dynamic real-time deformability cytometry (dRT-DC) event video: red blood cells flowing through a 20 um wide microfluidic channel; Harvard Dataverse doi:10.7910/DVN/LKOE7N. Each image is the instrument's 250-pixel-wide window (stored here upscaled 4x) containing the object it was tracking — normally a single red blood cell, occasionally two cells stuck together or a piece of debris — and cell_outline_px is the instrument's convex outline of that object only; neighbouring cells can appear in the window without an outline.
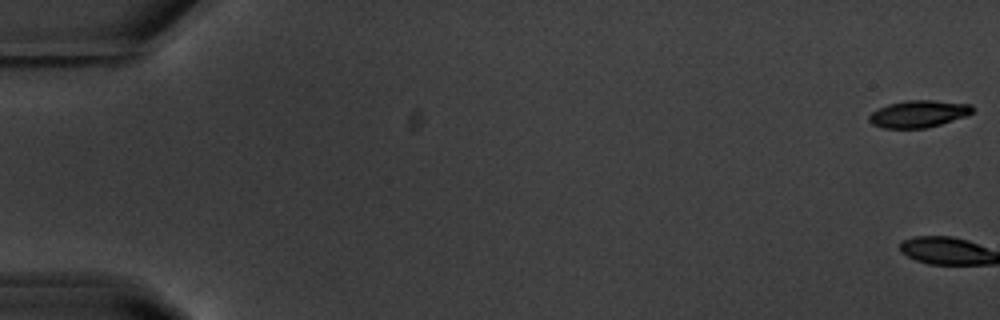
{"species": "common noctule bat (a hibernating species)", "species_latin": "Nyctalus noctula", "temperature_condition": "warm", "stored_images_in_passage": 2, "camera_frame_rate_fps": 3000, "um_per_image_px": 0.085, "animal": {"sex": "male", "body_mass_g": 20.1, "forearm_length_mm": 53.5}, "frame": {"image": 1, "passage_image": 1, "time_ms": 0.0, "image_size_px": [1000, 320], "cell_outline_px": [[972, 112], [964, 116], [928, 128], [884, 128], [872, 124], [868, 120], [868, 116], [872, 112], [888, 104], [908, 100], [932, 100], [972, 104]], "centroid_in_image_um": [78.05, 9.68], "position_along_channel_um": 7.0, "area_um2": 16.13}}